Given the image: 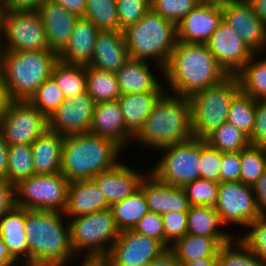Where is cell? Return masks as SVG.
Instances as JSON below:
<instances>
[{
	"label": "cell",
	"mask_w": 266,
	"mask_h": 266,
	"mask_svg": "<svg viewBox=\"0 0 266 266\" xmlns=\"http://www.w3.org/2000/svg\"><path fill=\"white\" fill-rule=\"evenodd\" d=\"M59 211L25 209L29 266H66L78 258L71 246L68 219Z\"/></svg>",
	"instance_id": "7a4b0ae2"
},
{
	"label": "cell",
	"mask_w": 266,
	"mask_h": 266,
	"mask_svg": "<svg viewBox=\"0 0 266 266\" xmlns=\"http://www.w3.org/2000/svg\"><path fill=\"white\" fill-rule=\"evenodd\" d=\"M11 101L6 90L2 68H0V120L3 118Z\"/></svg>",
	"instance_id": "91938a15"
},
{
	"label": "cell",
	"mask_w": 266,
	"mask_h": 266,
	"mask_svg": "<svg viewBox=\"0 0 266 266\" xmlns=\"http://www.w3.org/2000/svg\"><path fill=\"white\" fill-rule=\"evenodd\" d=\"M86 92L95 103L117 101L121 96L114 72L86 66Z\"/></svg>",
	"instance_id": "d6a6232c"
},
{
	"label": "cell",
	"mask_w": 266,
	"mask_h": 266,
	"mask_svg": "<svg viewBox=\"0 0 266 266\" xmlns=\"http://www.w3.org/2000/svg\"><path fill=\"white\" fill-rule=\"evenodd\" d=\"M229 241V238H212L185 234L171 245L170 248L184 265L186 262L201 258H217L220 246Z\"/></svg>",
	"instance_id": "f546056e"
},
{
	"label": "cell",
	"mask_w": 266,
	"mask_h": 266,
	"mask_svg": "<svg viewBox=\"0 0 266 266\" xmlns=\"http://www.w3.org/2000/svg\"><path fill=\"white\" fill-rule=\"evenodd\" d=\"M0 236L10 255L21 266H29V246L25 234V208L14 206L0 218Z\"/></svg>",
	"instance_id": "4316f807"
},
{
	"label": "cell",
	"mask_w": 266,
	"mask_h": 266,
	"mask_svg": "<svg viewBox=\"0 0 266 266\" xmlns=\"http://www.w3.org/2000/svg\"><path fill=\"white\" fill-rule=\"evenodd\" d=\"M252 188L260 216H266V170Z\"/></svg>",
	"instance_id": "db71d44e"
},
{
	"label": "cell",
	"mask_w": 266,
	"mask_h": 266,
	"mask_svg": "<svg viewBox=\"0 0 266 266\" xmlns=\"http://www.w3.org/2000/svg\"><path fill=\"white\" fill-rule=\"evenodd\" d=\"M2 43H1V35H0V68H1V60H2Z\"/></svg>",
	"instance_id": "a7ac6f4b"
},
{
	"label": "cell",
	"mask_w": 266,
	"mask_h": 266,
	"mask_svg": "<svg viewBox=\"0 0 266 266\" xmlns=\"http://www.w3.org/2000/svg\"><path fill=\"white\" fill-rule=\"evenodd\" d=\"M46 0H8L4 9L38 12Z\"/></svg>",
	"instance_id": "11a10c76"
},
{
	"label": "cell",
	"mask_w": 266,
	"mask_h": 266,
	"mask_svg": "<svg viewBox=\"0 0 266 266\" xmlns=\"http://www.w3.org/2000/svg\"><path fill=\"white\" fill-rule=\"evenodd\" d=\"M223 21L233 28L253 53L266 50V25L247 0L222 3Z\"/></svg>",
	"instance_id": "2e32d148"
},
{
	"label": "cell",
	"mask_w": 266,
	"mask_h": 266,
	"mask_svg": "<svg viewBox=\"0 0 266 266\" xmlns=\"http://www.w3.org/2000/svg\"><path fill=\"white\" fill-rule=\"evenodd\" d=\"M222 20V4L201 2L177 24V41L205 44Z\"/></svg>",
	"instance_id": "ac0fdd59"
},
{
	"label": "cell",
	"mask_w": 266,
	"mask_h": 266,
	"mask_svg": "<svg viewBox=\"0 0 266 266\" xmlns=\"http://www.w3.org/2000/svg\"><path fill=\"white\" fill-rule=\"evenodd\" d=\"M145 196L150 212H188L190 204L183 187L171 186L159 181L148 172L139 187Z\"/></svg>",
	"instance_id": "d6986e66"
},
{
	"label": "cell",
	"mask_w": 266,
	"mask_h": 266,
	"mask_svg": "<svg viewBox=\"0 0 266 266\" xmlns=\"http://www.w3.org/2000/svg\"><path fill=\"white\" fill-rule=\"evenodd\" d=\"M222 225L226 226L221 215L214 209V207H189L187 212V234L212 238H229L230 240H234L236 237L233 235V232L228 233V231H222Z\"/></svg>",
	"instance_id": "4dcf8cb0"
},
{
	"label": "cell",
	"mask_w": 266,
	"mask_h": 266,
	"mask_svg": "<svg viewBox=\"0 0 266 266\" xmlns=\"http://www.w3.org/2000/svg\"><path fill=\"white\" fill-rule=\"evenodd\" d=\"M84 17L99 30L119 31L116 0H87Z\"/></svg>",
	"instance_id": "60d3db41"
},
{
	"label": "cell",
	"mask_w": 266,
	"mask_h": 266,
	"mask_svg": "<svg viewBox=\"0 0 266 266\" xmlns=\"http://www.w3.org/2000/svg\"><path fill=\"white\" fill-rule=\"evenodd\" d=\"M119 31L135 24L151 9L149 0H116Z\"/></svg>",
	"instance_id": "7dc6e473"
},
{
	"label": "cell",
	"mask_w": 266,
	"mask_h": 266,
	"mask_svg": "<svg viewBox=\"0 0 266 266\" xmlns=\"http://www.w3.org/2000/svg\"><path fill=\"white\" fill-rule=\"evenodd\" d=\"M15 206V186L0 179V218Z\"/></svg>",
	"instance_id": "f5cc1de1"
},
{
	"label": "cell",
	"mask_w": 266,
	"mask_h": 266,
	"mask_svg": "<svg viewBox=\"0 0 266 266\" xmlns=\"http://www.w3.org/2000/svg\"><path fill=\"white\" fill-rule=\"evenodd\" d=\"M184 266H219L217 258H201L186 262Z\"/></svg>",
	"instance_id": "be15d7a7"
},
{
	"label": "cell",
	"mask_w": 266,
	"mask_h": 266,
	"mask_svg": "<svg viewBox=\"0 0 266 266\" xmlns=\"http://www.w3.org/2000/svg\"><path fill=\"white\" fill-rule=\"evenodd\" d=\"M99 31L92 21L78 17L68 45L58 55V60L67 64L89 65Z\"/></svg>",
	"instance_id": "484cf974"
},
{
	"label": "cell",
	"mask_w": 266,
	"mask_h": 266,
	"mask_svg": "<svg viewBox=\"0 0 266 266\" xmlns=\"http://www.w3.org/2000/svg\"><path fill=\"white\" fill-rule=\"evenodd\" d=\"M192 138L189 98L165 92L145 120L141 133L133 141L158 151Z\"/></svg>",
	"instance_id": "277c9868"
},
{
	"label": "cell",
	"mask_w": 266,
	"mask_h": 266,
	"mask_svg": "<svg viewBox=\"0 0 266 266\" xmlns=\"http://www.w3.org/2000/svg\"><path fill=\"white\" fill-rule=\"evenodd\" d=\"M7 1L8 0H0V4L4 6L7 3Z\"/></svg>",
	"instance_id": "89a4df30"
},
{
	"label": "cell",
	"mask_w": 266,
	"mask_h": 266,
	"mask_svg": "<svg viewBox=\"0 0 266 266\" xmlns=\"http://www.w3.org/2000/svg\"><path fill=\"white\" fill-rule=\"evenodd\" d=\"M70 182L61 174H35L15 185V206L63 212Z\"/></svg>",
	"instance_id": "30bf717a"
},
{
	"label": "cell",
	"mask_w": 266,
	"mask_h": 266,
	"mask_svg": "<svg viewBox=\"0 0 266 266\" xmlns=\"http://www.w3.org/2000/svg\"><path fill=\"white\" fill-rule=\"evenodd\" d=\"M165 249L159 240L131 229L120 232L104 258L112 266H149Z\"/></svg>",
	"instance_id": "5bb4252c"
},
{
	"label": "cell",
	"mask_w": 266,
	"mask_h": 266,
	"mask_svg": "<svg viewBox=\"0 0 266 266\" xmlns=\"http://www.w3.org/2000/svg\"><path fill=\"white\" fill-rule=\"evenodd\" d=\"M151 66L149 61L129 58L115 73L121 94L166 92Z\"/></svg>",
	"instance_id": "603a6c76"
},
{
	"label": "cell",
	"mask_w": 266,
	"mask_h": 266,
	"mask_svg": "<svg viewBox=\"0 0 266 266\" xmlns=\"http://www.w3.org/2000/svg\"><path fill=\"white\" fill-rule=\"evenodd\" d=\"M48 130V118L28 100L11 101L0 120V132L7 144L31 145Z\"/></svg>",
	"instance_id": "7c38bea8"
},
{
	"label": "cell",
	"mask_w": 266,
	"mask_h": 266,
	"mask_svg": "<svg viewBox=\"0 0 266 266\" xmlns=\"http://www.w3.org/2000/svg\"><path fill=\"white\" fill-rule=\"evenodd\" d=\"M163 74L170 88H166V92L188 98L220 84L229 76L206 44L181 41H177Z\"/></svg>",
	"instance_id": "6da1fadb"
},
{
	"label": "cell",
	"mask_w": 266,
	"mask_h": 266,
	"mask_svg": "<svg viewBox=\"0 0 266 266\" xmlns=\"http://www.w3.org/2000/svg\"><path fill=\"white\" fill-rule=\"evenodd\" d=\"M165 247H171L187 234V212H167L162 214Z\"/></svg>",
	"instance_id": "c3c4849f"
},
{
	"label": "cell",
	"mask_w": 266,
	"mask_h": 266,
	"mask_svg": "<svg viewBox=\"0 0 266 266\" xmlns=\"http://www.w3.org/2000/svg\"><path fill=\"white\" fill-rule=\"evenodd\" d=\"M252 6L253 12L266 25V0H247Z\"/></svg>",
	"instance_id": "6125c7cd"
},
{
	"label": "cell",
	"mask_w": 266,
	"mask_h": 266,
	"mask_svg": "<svg viewBox=\"0 0 266 266\" xmlns=\"http://www.w3.org/2000/svg\"><path fill=\"white\" fill-rule=\"evenodd\" d=\"M205 141L223 153L240 152L250 145L248 136L229 122L215 129Z\"/></svg>",
	"instance_id": "8d00e7d4"
},
{
	"label": "cell",
	"mask_w": 266,
	"mask_h": 266,
	"mask_svg": "<svg viewBox=\"0 0 266 266\" xmlns=\"http://www.w3.org/2000/svg\"><path fill=\"white\" fill-rule=\"evenodd\" d=\"M164 93L145 92L121 94L118 98L117 101L126 127V147L141 133L145 120Z\"/></svg>",
	"instance_id": "7402d4cb"
},
{
	"label": "cell",
	"mask_w": 266,
	"mask_h": 266,
	"mask_svg": "<svg viewBox=\"0 0 266 266\" xmlns=\"http://www.w3.org/2000/svg\"><path fill=\"white\" fill-rule=\"evenodd\" d=\"M51 76L63 92L65 98L86 91V66L67 64L57 61L51 71Z\"/></svg>",
	"instance_id": "e575fe53"
},
{
	"label": "cell",
	"mask_w": 266,
	"mask_h": 266,
	"mask_svg": "<svg viewBox=\"0 0 266 266\" xmlns=\"http://www.w3.org/2000/svg\"><path fill=\"white\" fill-rule=\"evenodd\" d=\"M239 91L238 78L228 76L220 84L194 93L189 98L194 138L205 139L227 122L231 101Z\"/></svg>",
	"instance_id": "52a82bcc"
},
{
	"label": "cell",
	"mask_w": 266,
	"mask_h": 266,
	"mask_svg": "<svg viewBox=\"0 0 266 266\" xmlns=\"http://www.w3.org/2000/svg\"><path fill=\"white\" fill-rule=\"evenodd\" d=\"M128 59L123 32L100 30L96 37L92 61L88 66L116 73Z\"/></svg>",
	"instance_id": "cb8c5ba5"
},
{
	"label": "cell",
	"mask_w": 266,
	"mask_h": 266,
	"mask_svg": "<svg viewBox=\"0 0 266 266\" xmlns=\"http://www.w3.org/2000/svg\"><path fill=\"white\" fill-rule=\"evenodd\" d=\"M241 161L240 152H222V166L220 171L221 182L240 181Z\"/></svg>",
	"instance_id": "816d5d0a"
},
{
	"label": "cell",
	"mask_w": 266,
	"mask_h": 266,
	"mask_svg": "<svg viewBox=\"0 0 266 266\" xmlns=\"http://www.w3.org/2000/svg\"><path fill=\"white\" fill-rule=\"evenodd\" d=\"M89 132L126 148V127L118 101L96 103Z\"/></svg>",
	"instance_id": "83f0119b"
},
{
	"label": "cell",
	"mask_w": 266,
	"mask_h": 266,
	"mask_svg": "<svg viewBox=\"0 0 266 266\" xmlns=\"http://www.w3.org/2000/svg\"><path fill=\"white\" fill-rule=\"evenodd\" d=\"M122 150L114 141L90 132L64 136L60 173L69 182L92 179L114 168Z\"/></svg>",
	"instance_id": "3957f363"
},
{
	"label": "cell",
	"mask_w": 266,
	"mask_h": 266,
	"mask_svg": "<svg viewBox=\"0 0 266 266\" xmlns=\"http://www.w3.org/2000/svg\"><path fill=\"white\" fill-rule=\"evenodd\" d=\"M137 171V172H136ZM134 170L129 165L119 162L114 168L100 172L92 178L107 202L111 206L126 197L132 195L140 187L142 179L146 174Z\"/></svg>",
	"instance_id": "ffe728a7"
},
{
	"label": "cell",
	"mask_w": 266,
	"mask_h": 266,
	"mask_svg": "<svg viewBox=\"0 0 266 266\" xmlns=\"http://www.w3.org/2000/svg\"><path fill=\"white\" fill-rule=\"evenodd\" d=\"M149 266H184L174 251L168 247L163 250Z\"/></svg>",
	"instance_id": "9f6ffc18"
},
{
	"label": "cell",
	"mask_w": 266,
	"mask_h": 266,
	"mask_svg": "<svg viewBox=\"0 0 266 266\" xmlns=\"http://www.w3.org/2000/svg\"><path fill=\"white\" fill-rule=\"evenodd\" d=\"M8 150L9 145L0 132V179L8 181Z\"/></svg>",
	"instance_id": "680465c9"
},
{
	"label": "cell",
	"mask_w": 266,
	"mask_h": 266,
	"mask_svg": "<svg viewBox=\"0 0 266 266\" xmlns=\"http://www.w3.org/2000/svg\"><path fill=\"white\" fill-rule=\"evenodd\" d=\"M122 32L129 58L154 60L163 74L177 43V25L149 9L141 19Z\"/></svg>",
	"instance_id": "5b68a950"
},
{
	"label": "cell",
	"mask_w": 266,
	"mask_h": 266,
	"mask_svg": "<svg viewBox=\"0 0 266 266\" xmlns=\"http://www.w3.org/2000/svg\"><path fill=\"white\" fill-rule=\"evenodd\" d=\"M110 208L105 196L92 179L72 181L67 192L66 218H75Z\"/></svg>",
	"instance_id": "d4e9b609"
},
{
	"label": "cell",
	"mask_w": 266,
	"mask_h": 266,
	"mask_svg": "<svg viewBox=\"0 0 266 266\" xmlns=\"http://www.w3.org/2000/svg\"><path fill=\"white\" fill-rule=\"evenodd\" d=\"M255 110L256 99L251 98L240 90L231 101L227 122L249 137L254 127Z\"/></svg>",
	"instance_id": "74e56055"
},
{
	"label": "cell",
	"mask_w": 266,
	"mask_h": 266,
	"mask_svg": "<svg viewBox=\"0 0 266 266\" xmlns=\"http://www.w3.org/2000/svg\"><path fill=\"white\" fill-rule=\"evenodd\" d=\"M61 5L78 17H84L87 0H46Z\"/></svg>",
	"instance_id": "6f0895ef"
},
{
	"label": "cell",
	"mask_w": 266,
	"mask_h": 266,
	"mask_svg": "<svg viewBox=\"0 0 266 266\" xmlns=\"http://www.w3.org/2000/svg\"><path fill=\"white\" fill-rule=\"evenodd\" d=\"M248 138L250 145L266 147V99H256L254 127Z\"/></svg>",
	"instance_id": "f907efd6"
},
{
	"label": "cell",
	"mask_w": 266,
	"mask_h": 266,
	"mask_svg": "<svg viewBox=\"0 0 266 266\" xmlns=\"http://www.w3.org/2000/svg\"><path fill=\"white\" fill-rule=\"evenodd\" d=\"M235 239L220 246L219 266H266V261L257 258L239 237Z\"/></svg>",
	"instance_id": "f35d334b"
},
{
	"label": "cell",
	"mask_w": 266,
	"mask_h": 266,
	"mask_svg": "<svg viewBox=\"0 0 266 266\" xmlns=\"http://www.w3.org/2000/svg\"><path fill=\"white\" fill-rule=\"evenodd\" d=\"M0 266H21L9 253L0 236Z\"/></svg>",
	"instance_id": "94428289"
},
{
	"label": "cell",
	"mask_w": 266,
	"mask_h": 266,
	"mask_svg": "<svg viewBox=\"0 0 266 266\" xmlns=\"http://www.w3.org/2000/svg\"><path fill=\"white\" fill-rule=\"evenodd\" d=\"M133 230L146 236L155 238L165 246L162 215L149 211L137 222Z\"/></svg>",
	"instance_id": "681fc988"
},
{
	"label": "cell",
	"mask_w": 266,
	"mask_h": 266,
	"mask_svg": "<svg viewBox=\"0 0 266 266\" xmlns=\"http://www.w3.org/2000/svg\"><path fill=\"white\" fill-rule=\"evenodd\" d=\"M35 175L31 145H10L8 150V182L12 185Z\"/></svg>",
	"instance_id": "d590c367"
},
{
	"label": "cell",
	"mask_w": 266,
	"mask_h": 266,
	"mask_svg": "<svg viewBox=\"0 0 266 266\" xmlns=\"http://www.w3.org/2000/svg\"><path fill=\"white\" fill-rule=\"evenodd\" d=\"M240 182L253 186L266 170V147L249 145L240 151Z\"/></svg>",
	"instance_id": "ab89813d"
},
{
	"label": "cell",
	"mask_w": 266,
	"mask_h": 266,
	"mask_svg": "<svg viewBox=\"0 0 266 266\" xmlns=\"http://www.w3.org/2000/svg\"><path fill=\"white\" fill-rule=\"evenodd\" d=\"M261 53H254L247 64L235 75L240 90L253 99H266V57L258 60Z\"/></svg>",
	"instance_id": "836d02e7"
},
{
	"label": "cell",
	"mask_w": 266,
	"mask_h": 266,
	"mask_svg": "<svg viewBox=\"0 0 266 266\" xmlns=\"http://www.w3.org/2000/svg\"><path fill=\"white\" fill-rule=\"evenodd\" d=\"M68 222L71 246L77 257L104 258L120 234L110 208L69 218Z\"/></svg>",
	"instance_id": "ba28073f"
},
{
	"label": "cell",
	"mask_w": 266,
	"mask_h": 266,
	"mask_svg": "<svg viewBox=\"0 0 266 266\" xmlns=\"http://www.w3.org/2000/svg\"><path fill=\"white\" fill-rule=\"evenodd\" d=\"M64 100L63 92L54 78L50 76L28 101L49 118Z\"/></svg>",
	"instance_id": "b9f144b4"
},
{
	"label": "cell",
	"mask_w": 266,
	"mask_h": 266,
	"mask_svg": "<svg viewBox=\"0 0 266 266\" xmlns=\"http://www.w3.org/2000/svg\"><path fill=\"white\" fill-rule=\"evenodd\" d=\"M219 186L220 183L200 178L186 184L183 189L190 206L214 207L218 200Z\"/></svg>",
	"instance_id": "7bdbcfd3"
},
{
	"label": "cell",
	"mask_w": 266,
	"mask_h": 266,
	"mask_svg": "<svg viewBox=\"0 0 266 266\" xmlns=\"http://www.w3.org/2000/svg\"><path fill=\"white\" fill-rule=\"evenodd\" d=\"M161 159L149 169L159 181L176 187L200 179V138L161 148Z\"/></svg>",
	"instance_id": "9c48e42d"
},
{
	"label": "cell",
	"mask_w": 266,
	"mask_h": 266,
	"mask_svg": "<svg viewBox=\"0 0 266 266\" xmlns=\"http://www.w3.org/2000/svg\"><path fill=\"white\" fill-rule=\"evenodd\" d=\"M199 3L200 0H152L151 9L176 25Z\"/></svg>",
	"instance_id": "f6af8a7d"
},
{
	"label": "cell",
	"mask_w": 266,
	"mask_h": 266,
	"mask_svg": "<svg viewBox=\"0 0 266 266\" xmlns=\"http://www.w3.org/2000/svg\"><path fill=\"white\" fill-rule=\"evenodd\" d=\"M64 136L49 129L32 144L35 174H57L61 171Z\"/></svg>",
	"instance_id": "f1b7e54d"
},
{
	"label": "cell",
	"mask_w": 266,
	"mask_h": 266,
	"mask_svg": "<svg viewBox=\"0 0 266 266\" xmlns=\"http://www.w3.org/2000/svg\"><path fill=\"white\" fill-rule=\"evenodd\" d=\"M38 13L45 27L49 50L59 55L68 45L78 16L50 1H45Z\"/></svg>",
	"instance_id": "44dd1931"
},
{
	"label": "cell",
	"mask_w": 266,
	"mask_h": 266,
	"mask_svg": "<svg viewBox=\"0 0 266 266\" xmlns=\"http://www.w3.org/2000/svg\"><path fill=\"white\" fill-rule=\"evenodd\" d=\"M96 103L85 91L65 98L48 118V129L62 136L89 132Z\"/></svg>",
	"instance_id": "9a60e30c"
},
{
	"label": "cell",
	"mask_w": 266,
	"mask_h": 266,
	"mask_svg": "<svg viewBox=\"0 0 266 266\" xmlns=\"http://www.w3.org/2000/svg\"><path fill=\"white\" fill-rule=\"evenodd\" d=\"M1 43L3 51L49 50L45 27L38 12L4 9Z\"/></svg>",
	"instance_id": "8fae6325"
},
{
	"label": "cell",
	"mask_w": 266,
	"mask_h": 266,
	"mask_svg": "<svg viewBox=\"0 0 266 266\" xmlns=\"http://www.w3.org/2000/svg\"><path fill=\"white\" fill-rule=\"evenodd\" d=\"M118 230H131L148 212L143 191L139 188L129 197L110 206Z\"/></svg>",
	"instance_id": "1f68e13d"
},
{
	"label": "cell",
	"mask_w": 266,
	"mask_h": 266,
	"mask_svg": "<svg viewBox=\"0 0 266 266\" xmlns=\"http://www.w3.org/2000/svg\"><path fill=\"white\" fill-rule=\"evenodd\" d=\"M214 209L226 225L230 223L240 228H247L250 222L260 217L253 188L240 181L220 183Z\"/></svg>",
	"instance_id": "4fadbf2b"
},
{
	"label": "cell",
	"mask_w": 266,
	"mask_h": 266,
	"mask_svg": "<svg viewBox=\"0 0 266 266\" xmlns=\"http://www.w3.org/2000/svg\"><path fill=\"white\" fill-rule=\"evenodd\" d=\"M248 231L239 239L259 259L266 261V216H260L247 226Z\"/></svg>",
	"instance_id": "ee69618b"
},
{
	"label": "cell",
	"mask_w": 266,
	"mask_h": 266,
	"mask_svg": "<svg viewBox=\"0 0 266 266\" xmlns=\"http://www.w3.org/2000/svg\"><path fill=\"white\" fill-rule=\"evenodd\" d=\"M205 44L229 76H235L254 54L223 20Z\"/></svg>",
	"instance_id": "e0dca14e"
},
{
	"label": "cell",
	"mask_w": 266,
	"mask_h": 266,
	"mask_svg": "<svg viewBox=\"0 0 266 266\" xmlns=\"http://www.w3.org/2000/svg\"><path fill=\"white\" fill-rule=\"evenodd\" d=\"M200 1L201 2H213V3L222 4V3L229 2V1H232V0H200Z\"/></svg>",
	"instance_id": "03108f58"
},
{
	"label": "cell",
	"mask_w": 266,
	"mask_h": 266,
	"mask_svg": "<svg viewBox=\"0 0 266 266\" xmlns=\"http://www.w3.org/2000/svg\"><path fill=\"white\" fill-rule=\"evenodd\" d=\"M80 266H108L105 258H86L82 260Z\"/></svg>",
	"instance_id": "e7e4bbea"
},
{
	"label": "cell",
	"mask_w": 266,
	"mask_h": 266,
	"mask_svg": "<svg viewBox=\"0 0 266 266\" xmlns=\"http://www.w3.org/2000/svg\"><path fill=\"white\" fill-rule=\"evenodd\" d=\"M200 178L220 183L222 152L200 139Z\"/></svg>",
	"instance_id": "bcb514c9"
},
{
	"label": "cell",
	"mask_w": 266,
	"mask_h": 266,
	"mask_svg": "<svg viewBox=\"0 0 266 266\" xmlns=\"http://www.w3.org/2000/svg\"><path fill=\"white\" fill-rule=\"evenodd\" d=\"M58 55L51 50L3 51L1 68L12 101L29 100L51 76Z\"/></svg>",
	"instance_id": "8992f818"
},
{
	"label": "cell",
	"mask_w": 266,
	"mask_h": 266,
	"mask_svg": "<svg viewBox=\"0 0 266 266\" xmlns=\"http://www.w3.org/2000/svg\"><path fill=\"white\" fill-rule=\"evenodd\" d=\"M4 11V6L0 4V35H1V30H2V15Z\"/></svg>",
	"instance_id": "003e7915"
}]
</instances>
